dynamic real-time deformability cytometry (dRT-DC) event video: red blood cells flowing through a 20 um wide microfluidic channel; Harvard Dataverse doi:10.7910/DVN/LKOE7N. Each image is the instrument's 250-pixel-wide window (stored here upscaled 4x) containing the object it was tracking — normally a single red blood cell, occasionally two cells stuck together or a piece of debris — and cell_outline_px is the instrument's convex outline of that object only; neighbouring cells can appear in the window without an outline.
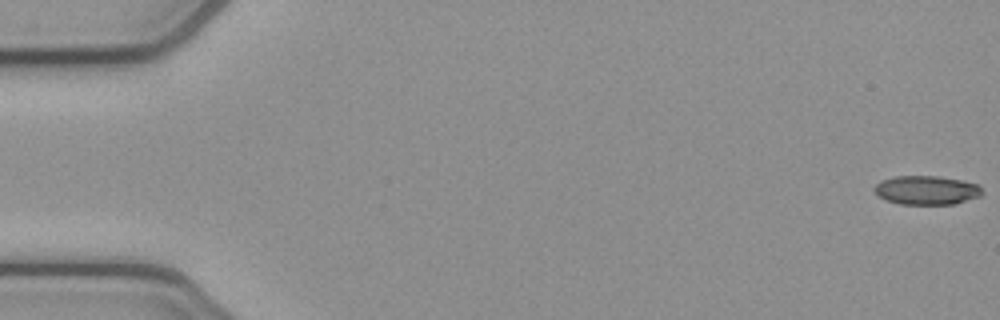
{"species": "common noctule bat (a hibernating species)", "species_latin": "Nyctalus noctula", "temperature_condition": "cold", "stored_images_in_passage": 6, "camera_frame_rate_fps": 3000, "um_per_image_px": 0.085, "animal": {"sex": "female", "body_mass_g": 21.9}, "frame": {"image": 1, "passage_image": 1, "time_ms": 0.0, "image_size_px": [1000, 320], "cell_outline_px": [[984, 192], [980, 196], [952, 204], [900, 204], [888, 200], [880, 196], [872, 188], [880, 180], [896, 176], [940, 176], [964, 180], [976, 184]], "centroid_in_image_um": [78.76, 16.15], "position_along_channel_um": 6.2, "area_um2": 18.09}}
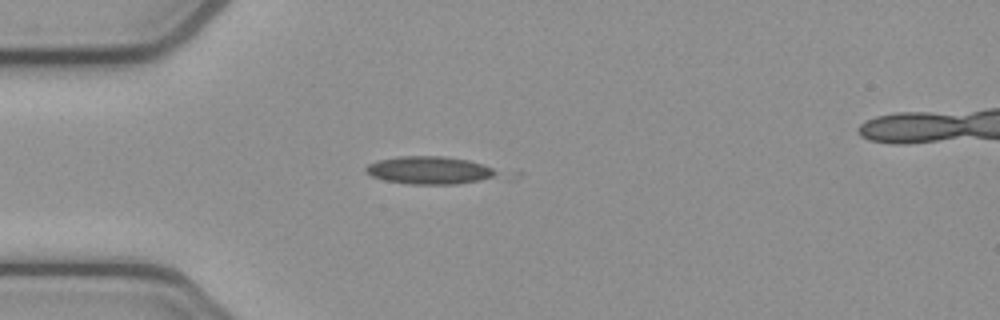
{"frame": {"image": 2, "passage_image": 5, "time_ms": 1.333, "image_size_px": [1000, 320], "cell_outline_px": [[524, 172], [520, 176], [512, 180], [456, 184], [408, 184], [384, 180], [372, 176], [364, 172], [364, 168], [368, 164], [376, 160], [400, 156], [444, 156], [468, 160]], "centroid_in_image_um": [37.17, 14.51], "position_along_channel_um": 47.8, "area_um2": 24.1}}